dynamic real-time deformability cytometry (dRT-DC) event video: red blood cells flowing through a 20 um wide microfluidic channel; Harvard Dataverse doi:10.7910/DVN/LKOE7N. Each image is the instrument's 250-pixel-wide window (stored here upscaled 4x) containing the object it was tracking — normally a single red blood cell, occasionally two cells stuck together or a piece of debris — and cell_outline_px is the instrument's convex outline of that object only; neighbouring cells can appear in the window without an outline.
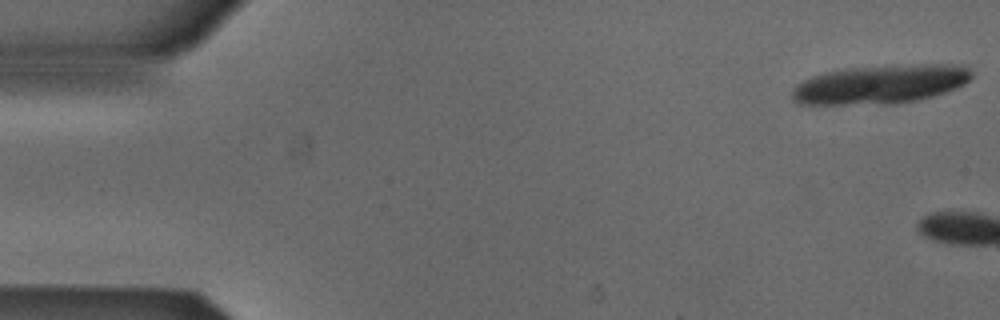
{"species": "Egyptian fruit bat (a non-hibernating species)", "species_latin": "Rousettus aegyptiacus", "temperature_condition": "cold", "stored_images_in_passage": 6, "segment_of_instrument_passage": [2, 2], "camera_frame_rate_fps": 3000, "um_per_image_px": 0.085, "animal": {"sex": "male"}, "frame": {"image": 1, "passage_image": 6, "time_ms": 1.667, "image_size_px": [1000, 320], "cell_outline_px": [[972, 76], [964, 84], [956, 88], [932, 96], [916, 100], [896, 104], [796, 104], [792, 100], [792, 88], [796, 84], [812, 76], [824, 72], [844, 68], [920, 64], [964, 64], [972, 72]], "centroid_in_image_um": [74.82, 7.16], "position_along_channel_um": 10.2, "area_um2": 40.92}}